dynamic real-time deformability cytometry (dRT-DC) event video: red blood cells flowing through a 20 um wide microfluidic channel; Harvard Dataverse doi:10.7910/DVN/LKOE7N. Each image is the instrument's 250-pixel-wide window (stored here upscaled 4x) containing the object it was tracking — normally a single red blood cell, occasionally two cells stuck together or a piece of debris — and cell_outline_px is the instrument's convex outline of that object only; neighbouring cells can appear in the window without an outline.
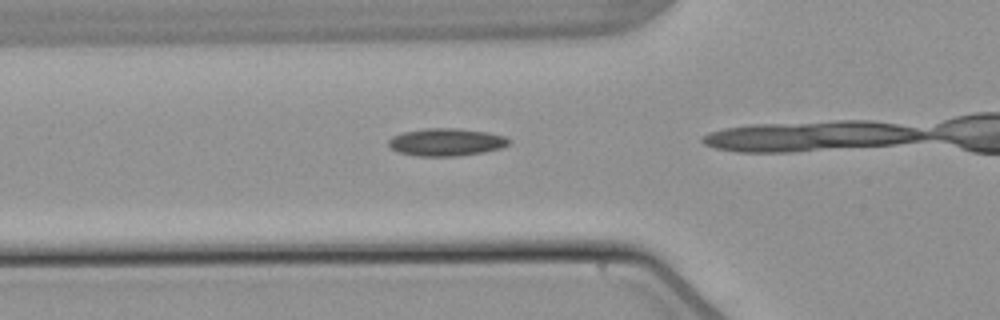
{"species": "common noctule bat (a hibernating species)", "species_latin": "Nyctalus noctula", "temperature_condition": "warm", "stored_images_in_passage": 7, "camera_frame_rate_fps": 3000, "um_per_image_px": 0.085, "animal": {"sex": "male", "body_mass_g": 21.5, "forearm_length_mm": 52.0}, "frame": {"image": 1, "passage_image": 3, "time_ms": 0.667, "image_size_px": [1000, 320], "cell_outline_px": [[508, 144], [500, 148], [484, 152], [460, 156], [416, 156], [396, 152], [388, 144], [388, 140], [392, 136], [404, 132], [424, 128], [456, 128], [488, 132], [504, 136], [508, 140]], "centroid_in_image_um": [37.89, 12.08], "position_along_channel_um": 87.9, "area_um2": 19.36}}